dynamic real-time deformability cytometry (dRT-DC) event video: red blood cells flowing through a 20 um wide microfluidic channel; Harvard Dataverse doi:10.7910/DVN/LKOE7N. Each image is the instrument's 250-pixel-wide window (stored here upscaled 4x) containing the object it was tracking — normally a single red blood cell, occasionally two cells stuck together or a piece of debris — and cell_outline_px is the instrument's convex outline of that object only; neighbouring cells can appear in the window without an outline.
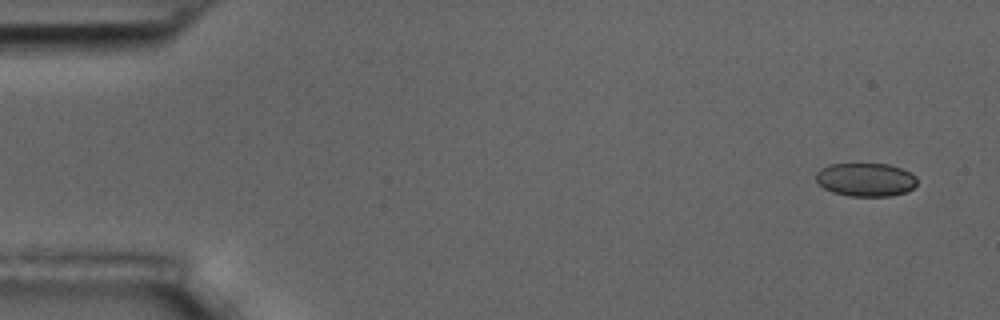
{"species": "common noctule bat (a hibernating species)", "species_latin": "Nyctalus noctula", "temperature_condition": "room temperature", "stored_images_in_passage": 5, "camera_frame_rate_fps": 3000, "um_per_image_px": 0.085, "animal": {"sex": "male", "body_mass_g": 17.5, "forearm_length_mm": 52.3}, "frame": {"image": 1, "passage_image": 1, "time_ms": 0.0, "image_size_px": [1000, 320], "cell_outline_px": [[916, 184], [912, 188], [904, 192], [892, 196], [848, 196], [832, 192], [824, 188], [816, 180], [816, 172], [820, 168], [828, 164], [888, 164], [900, 168], [916, 176]], "centroid_in_image_um": [73.55, 15.27], "position_along_channel_um": 11.5, "area_um2": 19.65}}